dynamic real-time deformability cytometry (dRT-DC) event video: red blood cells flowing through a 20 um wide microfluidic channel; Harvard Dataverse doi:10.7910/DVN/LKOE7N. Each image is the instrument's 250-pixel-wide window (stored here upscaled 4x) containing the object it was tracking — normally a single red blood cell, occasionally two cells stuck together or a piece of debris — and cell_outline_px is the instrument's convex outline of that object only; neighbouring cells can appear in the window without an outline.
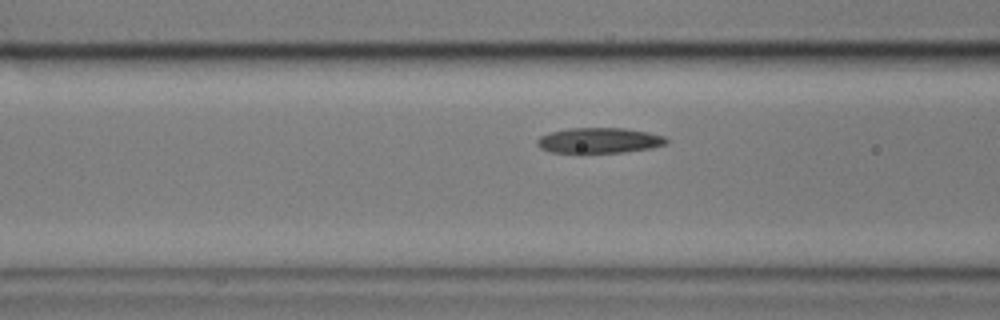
{"species": "common noctule bat (a hibernating species)", "species_latin": "Nyctalus noctula", "temperature_condition": "cold", "stored_images_in_passage": 17, "camera_frame_rate_fps": 3000, "um_per_image_px": 0.085, "animal": {"sex": "male", "body_mass_g": 17.9}, "frame": {"image": 1, "passage_image": 15, "time_ms": 4.667, "image_size_px": [1000, 320], "cell_outline_px": [[668, 144], [652, 148], [620, 152], [552, 152], [540, 148], [536, 144], [536, 140], [540, 136], [548, 132], [568, 128], [624, 128], [648, 132], [664, 136], [668, 140]], "centroid_in_image_um": [50.93, 11.92], "position_along_channel_um": 115.7, "area_um2": 19.13}}